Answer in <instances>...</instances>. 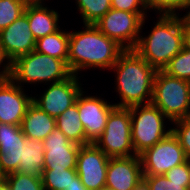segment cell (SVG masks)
I'll return each mask as SVG.
<instances>
[{
	"instance_id": "cell-1",
	"label": "cell",
	"mask_w": 190,
	"mask_h": 190,
	"mask_svg": "<svg viewBox=\"0 0 190 190\" xmlns=\"http://www.w3.org/2000/svg\"><path fill=\"white\" fill-rule=\"evenodd\" d=\"M82 31L69 32L68 67L78 76L84 69H111L125 50L104 35L94 24H85Z\"/></svg>"
},
{
	"instance_id": "cell-2",
	"label": "cell",
	"mask_w": 190,
	"mask_h": 190,
	"mask_svg": "<svg viewBox=\"0 0 190 190\" xmlns=\"http://www.w3.org/2000/svg\"><path fill=\"white\" fill-rule=\"evenodd\" d=\"M110 70H115L116 91L121 99L116 107L151 103L157 70L134 49L124 50Z\"/></svg>"
},
{
	"instance_id": "cell-3",
	"label": "cell",
	"mask_w": 190,
	"mask_h": 190,
	"mask_svg": "<svg viewBox=\"0 0 190 190\" xmlns=\"http://www.w3.org/2000/svg\"><path fill=\"white\" fill-rule=\"evenodd\" d=\"M180 16L160 14L149 35L139 36L134 50L156 70H163L184 47Z\"/></svg>"
},
{
	"instance_id": "cell-4",
	"label": "cell",
	"mask_w": 190,
	"mask_h": 190,
	"mask_svg": "<svg viewBox=\"0 0 190 190\" xmlns=\"http://www.w3.org/2000/svg\"><path fill=\"white\" fill-rule=\"evenodd\" d=\"M73 73L68 64L60 59L35 50L18 57L11 63V79L22 87L24 83H55L69 78ZM23 83V84H22Z\"/></svg>"
},
{
	"instance_id": "cell-5",
	"label": "cell",
	"mask_w": 190,
	"mask_h": 190,
	"mask_svg": "<svg viewBox=\"0 0 190 190\" xmlns=\"http://www.w3.org/2000/svg\"><path fill=\"white\" fill-rule=\"evenodd\" d=\"M151 103L159 108L170 122L190 118V81L157 70Z\"/></svg>"
},
{
	"instance_id": "cell-6",
	"label": "cell",
	"mask_w": 190,
	"mask_h": 190,
	"mask_svg": "<svg viewBox=\"0 0 190 190\" xmlns=\"http://www.w3.org/2000/svg\"><path fill=\"white\" fill-rule=\"evenodd\" d=\"M128 108L131 114L132 145L137 155L154 146L172 132L171 128L168 130L165 128L166 122L164 121L168 118L152 103Z\"/></svg>"
},
{
	"instance_id": "cell-7",
	"label": "cell",
	"mask_w": 190,
	"mask_h": 190,
	"mask_svg": "<svg viewBox=\"0 0 190 190\" xmlns=\"http://www.w3.org/2000/svg\"><path fill=\"white\" fill-rule=\"evenodd\" d=\"M94 144L108 157L137 155L132 145L130 109L115 107L107 118L103 133Z\"/></svg>"
},
{
	"instance_id": "cell-8",
	"label": "cell",
	"mask_w": 190,
	"mask_h": 190,
	"mask_svg": "<svg viewBox=\"0 0 190 190\" xmlns=\"http://www.w3.org/2000/svg\"><path fill=\"white\" fill-rule=\"evenodd\" d=\"M146 14H136L111 8L94 25L121 47L134 49L137 45Z\"/></svg>"
},
{
	"instance_id": "cell-9",
	"label": "cell",
	"mask_w": 190,
	"mask_h": 190,
	"mask_svg": "<svg viewBox=\"0 0 190 190\" xmlns=\"http://www.w3.org/2000/svg\"><path fill=\"white\" fill-rule=\"evenodd\" d=\"M143 176L164 175L187 161L178 139L171 132L166 138L139 154Z\"/></svg>"
},
{
	"instance_id": "cell-10",
	"label": "cell",
	"mask_w": 190,
	"mask_h": 190,
	"mask_svg": "<svg viewBox=\"0 0 190 190\" xmlns=\"http://www.w3.org/2000/svg\"><path fill=\"white\" fill-rule=\"evenodd\" d=\"M78 79V76L72 74L63 81L51 83L49 88L39 96L40 98H32V103L56 119L67 108L75 104L83 89Z\"/></svg>"
},
{
	"instance_id": "cell-11",
	"label": "cell",
	"mask_w": 190,
	"mask_h": 190,
	"mask_svg": "<svg viewBox=\"0 0 190 190\" xmlns=\"http://www.w3.org/2000/svg\"><path fill=\"white\" fill-rule=\"evenodd\" d=\"M109 159L94 143L80 146L76 172L87 190H98L105 186Z\"/></svg>"
},
{
	"instance_id": "cell-12",
	"label": "cell",
	"mask_w": 190,
	"mask_h": 190,
	"mask_svg": "<svg viewBox=\"0 0 190 190\" xmlns=\"http://www.w3.org/2000/svg\"><path fill=\"white\" fill-rule=\"evenodd\" d=\"M83 93L82 90L77 97V107L85 130L86 144H89L94 143L103 133L107 118L116 105L107 103L100 96H84Z\"/></svg>"
},
{
	"instance_id": "cell-13",
	"label": "cell",
	"mask_w": 190,
	"mask_h": 190,
	"mask_svg": "<svg viewBox=\"0 0 190 190\" xmlns=\"http://www.w3.org/2000/svg\"><path fill=\"white\" fill-rule=\"evenodd\" d=\"M0 45L10 63L35 50L36 39L24 13L0 31Z\"/></svg>"
},
{
	"instance_id": "cell-14",
	"label": "cell",
	"mask_w": 190,
	"mask_h": 190,
	"mask_svg": "<svg viewBox=\"0 0 190 190\" xmlns=\"http://www.w3.org/2000/svg\"><path fill=\"white\" fill-rule=\"evenodd\" d=\"M44 169H76L80 145L69 139L57 127L43 140Z\"/></svg>"
},
{
	"instance_id": "cell-15",
	"label": "cell",
	"mask_w": 190,
	"mask_h": 190,
	"mask_svg": "<svg viewBox=\"0 0 190 190\" xmlns=\"http://www.w3.org/2000/svg\"><path fill=\"white\" fill-rule=\"evenodd\" d=\"M32 98L11 78L0 81V123L21 125Z\"/></svg>"
},
{
	"instance_id": "cell-16",
	"label": "cell",
	"mask_w": 190,
	"mask_h": 190,
	"mask_svg": "<svg viewBox=\"0 0 190 190\" xmlns=\"http://www.w3.org/2000/svg\"><path fill=\"white\" fill-rule=\"evenodd\" d=\"M142 180L143 170L139 155L110 157L105 186L115 190H134Z\"/></svg>"
},
{
	"instance_id": "cell-17",
	"label": "cell",
	"mask_w": 190,
	"mask_h": 190,
	"mask_svg": "<svg viewBox=\"0 0 190 190\" xmlns=\"http://www.w3.org/2000/svg\"><path fill=\"white\" fill-rule=\"evenodd\" d=\"M25 140L20 125L0 123V166L5 175L17 171Z\"/></svg>"
},
{
	"instance_id": "cell-18",
	"label": "cell",
	"mask_w": 190,
	"mask_h": 190,
	"mask_svg": "<svg viewBox=\"0 0 190 190\" xmlns=\"http://www.w3.org/2000/svg\"><path fill=\"white\" fill-rule=\"evenodd\" d=\"M44 4L26 5L24 14L28 18L30 30L37 40L59 30V14Z\"/></svg>"
},
{
	"instance_id": "cell-19",
	"label": "cell",
	"mask_w": 190,
	"mask_h": 190,
	"mask_svg": "<svg viewBox=\"0 0 190 190\" xmlns=\"http://www.w3.org/2000/svg\"><path fill=\"white\" fill-rule=\"evenodd\" d=\"M20 126L26 138L43 141L56 128V119L32 103Z\"/></svg>"
},
{
	"instance_id": "cell-20",
	"label": "cell",
	"mask_w": 190,
	"mask_h": 190,
	"mask_svg": "<svg viewBox=\"0 0 190 190\" xmlns=\"http://www.w3.org/2000/svg\"><path fill=\"white\" fill-rule=\"evenodd\" d=\"M44 152L43 141L26 138L22 147V159L16 172L41 177L44 172Z\"/></svg>"
},
{
	"instance_id": "cell-21",
	"label": "cell",
	"mask_w": 190,
	"mask_h": 190,
	"mask_svg": "<svg viewBox=\"0 0 190 190\" xmlns=\"http://www.w3.org/2000/svg\"><path fill=\"white\" fill-rule=\"evenodd\" d=\"M56 127L64 133L69 141L80 146L86 145V135L79 118L77 99L74 105L56 117Z\"/></svg>"
},
{
	"instance_id": "cell-22",
	"label": "cell",
	"mask_w": 190,
	"mask_h": 190,
	"mask_svg": "<svg viewBox=\"0 0 190 190\" xmlns=\"http://www.w3.org/2000/svg\"><path fill=\"white\" fill-rule=\"evenodd\" d=\"M69 32L61 28L36 40L35 51L68 62Z\"/></svg>"
},
{
	"instance_id": "cell-23",
	"label": "cell",
	"mask_w": 190,
	"mask_h": 190,
	"mask_svg": "<svg viewBox=\"0 0 190 190\" xmlns=\"http://www.w3.org/2000/svg\"><path fill=\"white\" fill-rule=\"evenodd\" d=\"M76 176V169H44L41 179L44 190H66Z\"/></svg>"
},
{
	"instance_id": "cell-24",
	"label": "cell",
	"mask_w": 190,
	"mask_h": 190,
	"mask_svg": "<svg viewBox=\"0 0 190 190\" xmlns=\"http://www.w3.org/2000/svg\"><path fill=\"white\" fill-rule=\"evenodd\" d=\"M83 24H94L111 9V0H75Z\"/></svg>"
},
{
	"instance_id": "cell-25",
	"label": "cell",
	"mask_w": 190,
	"mask_h": 190,
	"mask_svg": "<svg viewBox=\"0 0 190 190\" xmlns=\"http://www.w3.org/2000/svg\"><path fill=\"white\" fill-rule=\"evenodd\" d=\"M170 76L190 81V48L183 49L163 68Z\"/></svg>"
},
{
	"instance_id": "cell-26",
	"label": "cell",
	"mask_w": 190,
	"mask_h": 190,
	"mask_svg": "<svg viewBox=\"0 0 190 190\" xmlns=\"http://www.w3.org/2000/svg\"><path fill=\"white\" fill-rule=\"evenodd\" d=\"M9 190H44L40 176L13 172L5 177Z\"/></svg>"
},
{
	"instance_id": "cell-27",
	"label": "cell",
	"mask_w": 190,
	"mask_h": 190,
	"mask_svg": "<svg viewBox=\"0 0 190 190\" xmlns=\"http://www.w3.org/2000/svg\"><path fill=\"white\" fill-rule=\"evenodd\" d=\"M22 0H0V31L18 19L25 10Z\"/></svg>"
},
{
	"instance_id": "cell-28",
	"label": "cell",
	"mask_w": 190,
	"mask_h": 190,
	"mask_svg": "<svg viewBox=\"0 0 190 190\" xmlns=\"http://www.w3.org/2000/svg\"><path fill=\"white\" fill-rule=\"evenodd\" d=\"M188 0H144L148 9L165 15H177L178 10H183Z\"/></svg>"
},
{
	"instance_id": "cell-29",
	"label": "cell",
	"mask_w": 190,
	"mask_h": 190,
	"mask_svg": "<svg viewBox=\"0 0 190 190\" xmlns=\"http://www.w3.org/2000/svg\"><path fill=\"white\" fill-rule=\"evenodd\" d=\"M150 190H190V183H176L165 175L143 176Z\"/></svg>"
},
{
	"instance_id": "cell-30",
	"label": "cell",
	"mask_w": 190,
	"mask_h": 190,
	"mask_svg": "<svg viewBox=\"0 0 190 190\" xmlns=\"http://www.w3.org/2000/svg\"><path fill=\"white\" fill-rule=\"evenodd\" d=\"M171 124L175 126L171 128L172 133L178 139L185 155L190 157V118L179 119Z\"/></svg>"
},
{
	"instance_id": "cell-31",
	"label": "cell",
	"mask_w": 190,
	"mask_h": 190,
	"mask_svg": "<svg viewBox=\"0 0 190 190\" xmlns=\"http://www.w3.org/2000/svg\"><path fill=\"white\" fill-rule=\"evenodd\" d=\"M111 8L136 14L148 11L144 0H111Z\"/></svg>"
},
{
	"instance_id": "cell-32",
	"label": "cell",
	"mask_w": 190,
	"mask_h": 190,
	"mask_svg": "<svg viewBox=\"0 0 190 190\" xmlns=\"http://www.w3.org/2000/svg\"><path fill=\"white\" fill-rule=\"evenodd\" d=\"M165 177L176 183H190V174L187 162L177 165L167 171Z\"/></svg>"
},
{
	"instance_id": "cell-33",
	"label": "cell",
	"mask_w": 190,
	"mask_h": 190,
	"mask_svg": "<svg viewBox=\"0 0 190 190\" xmlns=\"http://www.w3.org/2000/svg\"><path fill=\"white\" fill-rule=\"evenodd\" d=\"M6 59V61H5ZM7 63H5V62ZM3 63V64H2ZM5 63V64H4ZM0 65H3L2 69H0V81L8 80L11 77V63L8 61V58L3 52V49L0 45Z\"/></svg>"
},
{
	"instance_id": "cell-34",
	"label": "cell",
	"mask_w": 190,
	"mask_h": 190,
	"mask_svg": "<svg viewBox=\"0 0 190 190\" xmlns=\"http://www.w3.org/2000/svg\"><path fill=\"white\" fill-rule=\"evenodd\" d=\"M184 46L190 48V24L181 18Z\"/></svg>"
},
{
	"instance_id": "cell-35",
	"label": "cell",
	"mask_w": 190,
	"mask_h": 190,
	"mask_svg": "<svg viewBox=\"0 0 190 190\" xmlns=\"http://www.w3.org/2000/svg\"><path fill=\"white\" fill-rule=\"evenodd\" d=\"M66 190H87L86 187L81 183L80 177L76 176L74 182L66 187Z\"/></svg>"
},
{
	"instance_id": "cell-36",
	"label": "cell",
	"mask_w": 190,
	"mask_h": 190,
	"mask_svg": "<svg viewBox=\"0 0 190 190\" xmlns=\"http://www.w3.org/2000/svg\"><path fill=\"white\" fill-rule=\"evenodd\" d=\"M134 190H150L146 181L143 179L142 181H140L136 187L134 188Z\"/></svg>"
},
{
	"instance_id": "cell-37",
	"label": "cell",
	"mask_w": 190,
	"mask_h": 190,
	"mask_svg": "<svg viewBox=\"0 0 190 190\" xmlns=\"http://www.w3.org/2000/svg\"><path fill=\"white\" fill-rule=\"evenodd\" d=\"M190 9V0L187 1L186 5H185V9ZM186 23L190 24V11H188L183 17H181Z\"/></svg>"
},
{
	"instance_id": "cell-38",
	"label": "cell",
	"mask_w": 190,
	"mask_h": 190,
	"mask_svg": "<svg viewBox=\"0 0 190 190\" xmlns=\"http://www.w3.org/2000/svg\"><path fill=\"white\" fill-rule=\"evenodd\" d=\"M26 5L43 4L44 0H22Z\"/></svg>"
},
{
	"instance_id": "cell-39",
	"label": "cell",
	"mask_w": 190,
	"mask_h": 190,
	"mask_svg": "<svg viewBox=\"0 0 190 190\" xmlns=\"http://www.w3.org/2000/svg\"><path fill=\"white\" fill-rule=\"evenodd\" d=\"M0 190H9L6 180L0 181Z\"/></svg>"
},
{
	"instance_id": "cell-40",
	"label": "cell",
	"mask_w": 190,
	"mask_h": 190,
	"mask_svg": "<svg viewBox=\"0 0 190 190\" xmlns=\"http://www.w3.org/2000/svg\"><path fill=\"white\" fill-rule=\"evenodd\" d=\"M5 177H6V175L4 174V172L2 171L1 166H0V181L5 180Z\"/></svg>"
},
{
	"instance_id": "cell-41",
	"label": "cell",
	"mask_w": 190,
	"mask_h": 190,
	"mask_svg": "<svg viewBox=\"0 0 190 190\" xmlns=\"http://www.w3.org/2000/svg\"><path fill=\"white\" fill-rule=\"evenodd\" d=\"M98 190H115L114 188H111L109 186H103L102 188L98 189Z\"/></svg>"
},
{
	"instance_id": "cell-42",
	"label": "cell",
	"mask_w": 190,
	"mask_h": 190,
	"mask_svg": "<svg viewBox=\"0 0 190 190\" xmlns=\"http://www.w3.org/2000/svg\"><path fill=\"white\" fill-rule=\"evenodd\" d=\"M187 165H188V169H189V174H190V157H187Z\"/></svg>"
}]
</instances>
